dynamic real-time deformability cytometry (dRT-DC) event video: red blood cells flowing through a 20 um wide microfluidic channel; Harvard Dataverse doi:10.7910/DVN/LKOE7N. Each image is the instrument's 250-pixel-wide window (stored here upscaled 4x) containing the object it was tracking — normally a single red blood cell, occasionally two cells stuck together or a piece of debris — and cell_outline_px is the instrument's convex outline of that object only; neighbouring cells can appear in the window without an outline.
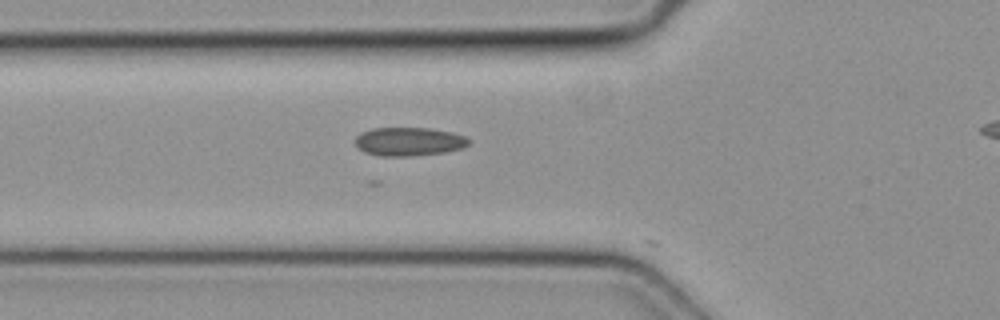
{"species": "common noctule bat (a hibernating species)", "species_latin": "Nyctalus noctula", "temperature_condition": "cold", "stored_images_in_passage": 4, "camera_frame_rate_fps": 3000, "um_per_image_px": 0.085, "animal": {"sex": "female", "body_mass_g": 19.3, "forearm_length_mm": 54.1}, "frame": {"image": 1, "passage_image": 3, "time_ms": 0.667, "image_size_px": [1000, 320], "cell_outline_px": [[472, 140], [464, 148], [444, 152], [412, 156], [380, 156], [364, 152], [356, 148], [356, 136], [360, 132], [372, 128], [428, 128], [452, 132], [464, 136]], "centroid_in_image_um": [34.75, 12.03], "position_along_channel_um": 91.1, "area_um2": 19.07}}